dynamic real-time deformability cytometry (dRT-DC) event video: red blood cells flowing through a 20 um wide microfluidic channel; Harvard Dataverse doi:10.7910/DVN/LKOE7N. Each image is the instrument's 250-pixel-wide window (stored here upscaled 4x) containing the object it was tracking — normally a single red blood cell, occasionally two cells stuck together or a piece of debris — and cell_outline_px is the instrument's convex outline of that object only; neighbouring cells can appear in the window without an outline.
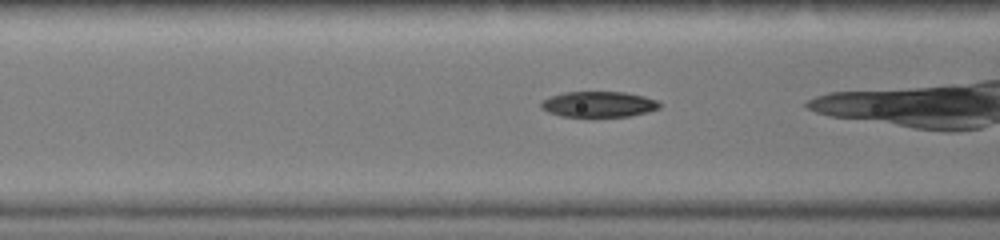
{"species": "common noctule bat (a hibernating species)", "species_latin": "Nyctalus noctula", "temperature_condition": "warm", "stored_images_in_passage": 34, "camera_frame_rate_fps": 3000, "um_per_image_px": 0.085, "animal": {"sex": "female", "body_mass_g": 19.0, "forearm_length_mm": 51.5}, "frame": {"image": 1, "passage_image": 14, "time_ms": 4.333, "image_size_px": [1000, 240], "cell_outline_px": [[660, 108], [648, 112], [628, 116], [560, 116], [548, 112], [540, 108], [540, 100], [564, 92], [624, 92], [644, 96], [656, 100], [660, 104]], "centroid_in_image_um": [50.85, 8.86], "position_along_channel_um": 115.7, "area_um2": 17.69}}
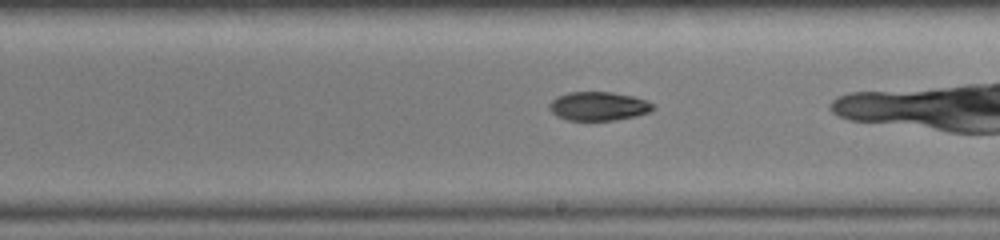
{"frame": {"image": 2, "passage_image": 22, "time_ms": 7.0, "image_size_px": [1000, 240], "cell_outline_px": [[656, 108], [652, 112], [636, 116], [616, 120], [568, 120], [556, 116], [548, 108], [548, 104], [556, 96], [568, 92], [612, 92], [632, 96], [648, 100]], "centroid_in_image_um": [50.88, 9.02], "position_along_channel_um": 238.1, "area_um2": 17.63}}
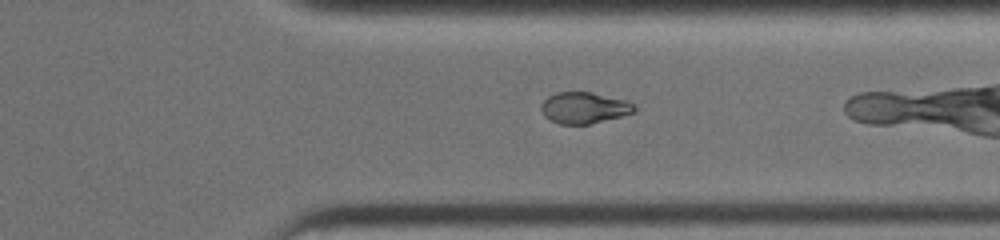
{"frame": {"image": 3, "passage_image": 30, "time_ms": 9.667, "image_size_px": [1000, 240], "cell_outline_px": [[636, 112], [588, 124], [560, 124], [544, 116], [540, 108], [540, 104], [548, 96], [556, 92], [592, 92], [628, 100], [636, 104]], "centroid_in_image_um": [49.67, 9.14], "position_along_channel_um": 361.7, "area_um2": 17.11}, "authors_computed_cell_mechanics": {"area_um2": 18.4671, "velocity_mm_per_s": 4.6119, "shape_relaxation_time_tau1_ms": 5.4776, "shape_relaxation_time_tau2_ms": 7.4199, "deformation_change_tau1": 0.2021, "deformation_change_tau2": 0.1073}}